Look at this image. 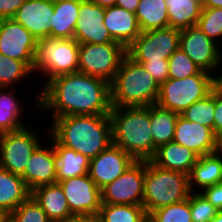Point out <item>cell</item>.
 <instances>
[{
	"label": "cell",
	"mask_w": 222,
	"mask_h": 222,
	"mask_svg": "<svg viewBox=\"0 0 222 222\" xmlns=\"http://www.w3.org/2000/svg\"><path fill=\"white\" fill-rule=\"evenodd\" d=\"M110 83L81 72L57 76L41 89L38 112L51 121L70 115H109ZM51 113V114H50Z\"/></svg>",
	"instance_id": "cell-1"
},
{
	"label": "cell",
	"mask_w": 222,
	"mask_h": 222,
	"mask_svg": "<svg viewBox=\"0 0 222 222\" xmlns=\"http://www.w3.org/2000/svg\"><path fill=\"white\" fill-rule=\"evenodd\" d=\"M49 134L62 146L88 159L95 158L112 144L110 115H70L48 124Z\"/></svg>",
	"instance_id": "cell-2"
},
{
	"label": "cell",
	"mask_w": 222,
	"mask_h": 222,
	"mask_svg": "<svg viewBox=\"0 0 222 222\" xmlns=\"http://www.w3.org/2000/svg\"><path fill=\"white\" fill-rule=\"evenodd\" d=\"M112 143L126 151L135 161H150L154 143L150 133L149 106H112Z\"/></svg>",
	"instance_id": "cell-3"
},
{
	"label": "cell",
	"mask_w": 222,
	"mask_h": 222,
	"mask_svg": "<svg viewBox=\"0 0 222 222\" xmlns=\"http://www.w3.org/2000/svg\"><path fill=\"white\" fill-rule=\"evenodd\" d=\"M160 85L144 66L127 54L110 82L111 106H149L159 97Z\"/></svg>",
	"instance_id": "cell-4"
},
{
	"label": "cell",
	"mask_w": 222,
	"mask_h": 222,
	"mask_svg": "<svg viewBox=\"0 0 222 222\" xmlns=\"http://www.w3.org/2000/svg\"><path fill=\"white\" fill-rule=\"evenodd\" d=\"M78 60L79 44L74 38L59 39L45 37L37 40L33 77L36 79V76H39L42 84L38 85L40 88L37 87L38 90L36 92L38 93L34 92L36 95L34 100L28 103H33L32 107L35 109L33 113L38 111L40 89L48 81L57 76L78 72Z\"/></svg>",
	"instance_id": "cell-5"
},
{
	"label": "cell",
	"mask_w": 222,
	"mask_h": 222,
	"mask_svg": "<svg viewBox=\"0 0 222 222\" xmlns=\"http://www.w3.org/2000/svg\"><path fill=\"white\" fill-rule=\"evenodd\" d=\"M190 193L188 175L146 161L142 205L148 215L161 207L186 200Z\"/></svg>",
	"instance_id": "cell-6"
},
{
	"label": "cell",
	"mask_w": 222,
	"mask_h": 222,
	"mask_svg": "<svg viewBox=\"0 0 222 222\" xmlns=\"http://www.w3.org/2000/svg\"><path fill=\"white\" fill-rule=\"evenodd\" d=\"M213 88L214 75L204 70L182 79L168 78L160 85L156 103L180 115L191 104L207 96Z\"/></svg>",
	"instance_id": "cell-7"
},
{
	"label": "cell",
	"mask_w": 222,
	"mask_h": 222,
	"mask_svg": "<svg viewBox=\"0 0 222 222\" xmlns=\"http://www.w3.org/2000/svg\"><path fill=\"white\" fill-rule=\"evenodd\" d=\"M36 129L26 125L22 129L0 134V168L18 176L24 174L32 153L49 133L48 128H44L47 134L42 133L46 136L42 138L43 135L39 134L41 130L36 133Z\"/></svg>",
	"instance_id": "cell-8"
},
{
	"label": "cell",
	"mask_w": 222,
	"mask_h": 222,
	"mask_svg": "<svg viewBox=\"0 0 222 222\" xmlns=\"http://www.w3.org/2000/svg\"><path fill=\"white\" fill-rule=\"evenodd\" d=\"M125 55L126 48L118 42L79 44L78 72L110 83Z\"/></svg>",
	"instance_id": "cell-9"
},
{
	"label": "cell",
	"mask_w": 222,
	"mask_h": 222,
	"mask_svg": "<svg viewBox=\"0 0 222 222\" xmlns=\"http://www.w3.org/2000/svg\"><path fill=\"white\" fill-rule=\"evenodd\" d=\"M180 29L166 27L141 34L126 48L134 61H168L180 47Z\"/></svg>",
	"instance_id": "cell-10"
},
{
	"label": "cell",
	"mask_w": 222,
	"mask_h": 222,
	"mask_svg": "<svg viewBox=\"0 0 222 222\" xmlns=\"http://www.w3.org/2000/svg\"><path fill=\"white\" fill-rule=\"evenodd\" d=\"M146 161H135L123 174L101 189V203L142 205Z\"/></svg>",
	"instance_id": "cell-11"
},
{
	"label": "cell",
	"mask_w": 222,
	"mask_h": 222,
	"mask_svg": "<svg viewBox=\"0 0 222 222\" xmlns=\"http://www.w3.org/2000/svg\"><path fill=\"white\" fill-rule=\"evenodd\" d=\"M201 70L215 75L222 60V48L196 25L180 31L179 47Z\"/></svg>",
	"instance_id": "cell-12"
},
{
	"label": "cell",
	"mask_w": 222,
	"mask_h": 222,
	"mask_svg": "<svg viewBox=\"0 0 222 222\" xmlns=\"http://www.w3.org/2000/svg\"><path fill=\"white\" fill-rule=\"evenodd\" d=\"M37 40L14 19H0V54L25 62L32 70Z\"/></svg>",
	"instance_id": "cell-13"
},
{
	"label": "cell",
	"mask_w": 222,
	"mask_h": 222,
	"mask_svg": "<svg viewBox=\"0 0 222 222\" xmlns=\"http://www.w3.org/2000/svg\"><path fill=\"white\" fill-rule=\"evenodd\" d=\"M67 199L73 216L98 215L101 207V190L89 174L58 182Z\"/></svg>",
	"instance_id": "cell-14"
},
{
	"label": "cell",
	"mask_w": 222,
	"mask_h": 222,
	"mask_svg": "<svg viewBox=\"0 0 222 222\" xmlns=\"http://www.w3.org/2000/svg\"><path fill=\"white\" fill-rule=\"evenodd\" d=\"M45 141L46 143H44ZM45 141L32 153L24 174L21 176L30 191L38 186L57 182L54 138L48 133Z\"/></svg>",
	"instance_id": "cell-15"
},
{
	"label": "cell",
	"mask_w": 222,
	"mask_h": 222,
	"mask_svg": "<svg viewBox=\"0 0 222 222\" xmlns=\"http://www.w3.org/2000/svg\"><path fill=\"white\" fill-rule=\"evenodd\" d=\"M105 8L90 0H80L79 17L74 31L78 44H106L116 42L104 25Z\"/></svg>",
	"instance_id": "cell-16"
},
{
	"label": "cell",
	"mask_w": 222,
	"mask_h": 222,
	"mask_svg": "<svg viewBox=\"0 0 222 222\" xmlns=\"http://www.w3.org/2000/svg\"><path fill=\"white\" fill-rule=\"evenodd\" d=\"M134 162L126 151L112 143L95 158L90 159L88 174L101 190L123 174Z\"/></svg>",
	"instance_id": "cell-17"
},
{
	"label": "cell",
	"mask_w": 222,
	"mask_h": 222,
	"mask_svg": "<svg viewBox=\"0 0 222 222\" xmlns=\"http://www.w3.org/2000/svg\"><path fill=\"white\" fill-rule=\"evenodd\" d=\"M52 15H54V0H27L12 19L38 40L50 36Z\"/></svg>",
	"instance_id": "cell-18"
},
{
	"label": "cell",
	"mask_w": 222,
	"mask_h": 222,
	"mask_svg": "<svg viewBox=\"0 0 222 222\" xmlns=\"http://www.w3.org/2000/svg\"><path fill=\"white\" fill-rule=\"evenodd\" d=\"M174 142L183 145L199 157L218 151V138L206 126L178 116L175 127Z\"/></svg>",
	"instance_id": "cell-19"
},
{
	"label": "cell",
	"mask_w": 222,
	"mask_h": 222,
	"mask_svg": "<svg viewBox=\"0 0 222 222\" xmlns=\"http://www.w3.org/2000/svg\"><path fill=\"white\" fill-rule=\"evenodd\" d=\"M104 25L112 39L125 48L142 32L135 13L116 5L105 8Z\"/></svg>",
	"instance_id": "cell-20"
},
{
	"label": "cell",
	"mask_w": 222,
	"mask_h": 222,
	"mask_svg": "<svg viewBox=\"0 0 222 222\" xmlns=\"http://www.w3.org/2000/svg\"><path fill=\"white\" fill-rule=\"evenodd\" d=\"M31 196L52 222H67L73 217L63 189L58 182L34 188Z\"/></svg>",
	"instance_id": "cell-21"
},
{
	"label": "cell",
	"mask_w": 222,
	"mask_h": 222,
	"mask_svg": "<svg viewBox=\"0 0 222 222\" xmlns=\"http://www.w3.org/2000/svg\"><path fill=\"white\" fill-rule=\"evenodd\" d=\"M198 157L189 148L172 141L159 146L151 161L161 168L189 175Z\"/></svg>",
	"instance_id": "cell-22"
},
{
	"label": "cell",
	"mask_w": 222,
	"mask_h": 222,
	"mask_svg": "<svg viewBox=\"0 0 222 222\" xmlns=\"http://www.w3.org/2000/svg\"><path fill=\"white\" fill-rule=\"evenodd\" d=\"M189 176L191 192H201L203 189L222 182V155L216 151L198 157Z\"/></svg>",
	"instance_id": "cell-23"
},
{
	"label": "cell",
	"mask_w": 222,
	"mask_h": 222,
	"mask_svg": "<svg viewBox=\"0 0 222 222\" xmlns=\"http://www.w3.org/2000/svg\"><path fill=\"white\" fill-rule=\"evenodd\" d=\"M17 90L18 88H0V134L16 131L27 125L23 119L27 107L20 96L17 98ZM22 104L25 105L24 108Z\"/></svg>",
	"instance_id": "cell-24"
},
{
	"label": "cell",
	"mask_w": 222,
	"mask_h": 222,
	"mask_svg": "<svg viewBox=\"0 0 222 222\" xmlns=\"http://www.w3.org/2000/svg\"><path fill=\"white\" fill-rule=\"evenodd\" d=\"M30 195L21 176L0 168V211L8 217Z\"/></svg>",
	"instance_id": "cell-25"
},
{
	"label": "cell",
	"mask_w": 222,
	"mask_h": 222,
	"mask_svg": "<svg viewBox=\"0 0 222 222\" xmlns=\"http://www.w3.org/2000/svg\"><path fill=\"white\" fill-rule=\"evenodd\" d=\"M79 9L80 0H54V15H52V29L49 37L74 38Z\"/></svg>",
	"instance_id": "cell-26"
},
{
	"label": "cell",
	"mask_w": 222,
	"mask_h": 222,
	"mask_svg": "<svg viewBox=\"0 0 222 222\" xmlns=\"http://www.w3.org/2000/svg\"><path fill=\"white\" fill-rule=\"evenodd\" d=\"M54 150L57 160V182L88 174L90 159L86 156L60 145L55 139Z\"/></svg>",
	"instance_id": "cell-27"
},
{
	"label": "cell",
	"mask_w": 222,
	"mask_h": 222,
	"mask_svg": "<svg viewBox=\"0 0 222 222\" xmlns=\"http://www.w3.org/2000/svg\"><path fill=\"white\" fill-rule=\"evenodd\" d=\"M178 116L179 114L157 103L150 105V133L154 143V154L159 146L173 141Z\"/></svg>",
	"instance_id": "cell-28"
},
{
	"label": "cell",
	"mask_w": 222,
	"mask_h": 222,
	"mask_svg": "<svg viewBox=\"0 0 222 222\" xmlns=\"http://www.w3.org/2000/svg\"><path fill=\"white\" fill-rule=\"evenodd\" d=\"M168 8V27L184 29L197 25L202 0H165Z\"/></svg>",
	"instance_id": "cell-29"
},
{
	"label": "cell",
	"mask_w": 222,
	"mask_h": 222,
	"mask_svg": "<svg viewBox=\"0 0 222 222\" xmlns=\"http://www.w3.org/2000/svg\"><path fill=\"white\" fill-rule=\"evenodd\" d=\"M135 15L142 32L168 27L165 0H139Z\"/></svg>",
	"instance_id": "cell-30"
},
{
	"label": "cell",
	"mask_w": 222,
	"mask_h": 222,
	"mask_svg": "<svg viewBox=\"0 0 222 222\" xmlns=\"http://www.w3.org/2000/svg\"><path fill=\"white\" fill-rule=\"evenodd\" d=\"M31 75H34L33 70L25 62L0 54V88L20 89L23 81L28 83L29 79L30 83L34 79Z\"/></svg>",
	"instance_id": "cell-31"
},
{
	"label": "cell",
	"mask_w": 222,
	"mask_h": 222,
	"mask_svg": "<svg viewBox=\"0 0 222 222\" xmlns=\"http://www.w3.org/2000/svg\"><path fill=\"white\" fill-rule=\"evenodd\" d=\"M98 216L101 222H148L143 205L101 203Z\"/></svg>",
	"instance_id": "cell-32"
},
{
	"label": "cell",
	"mask_w": 222,
	"mask_h": 222,
	"mask_svg": "<svg viewBox=\"0 0 222 222\" xmlns=\"http://www.w3.org/2000/svg\"><path fill=\"white\" fill-rule=\"evenodd\" d=\"M215 112V88L203 99L191 104L180 115L186 120L197 122L209 127L213 131V121Z\"/></svg>",
	"instance_id": "cell-33"
},
{
	"label": "cell",
	"mask_w": 222,
	"mask_h": 222,
	"mask_svg": "<svg viewBox=\"0 0 222 222\" xmlns=\"http://www.w3.org/2000/svg\"><path fill=\"white\" fill-rule=\"evenodd\" d=\"M148 222H193L190 212V195L182 202L152 211L148 215Z\"/></svg>",
	"instance_id": "cell-34"
},
{
	"label": "cell",
	"mask_w": 222,
	"mask_h": 222,
	"mask_svg": "<svg viewBox=\"0 0 222 222\" xmlns=\"http://www.w3.org/2000/svg\"><path fill=\"white\" fill-rule=\"evenodd\" d=\"M196 26L222 48V8H202Z\"/></svg>",
	"instance_id": "cell-35"
},
{
	"label": "cell",
	"mask_w": 222,
	"mask_h": 222,
	"mask_svg": "<svg viewBox=\"0 0 222 222\" xmlns=\"http://www.w3.org/2000/svg\"><path fill=\"white\" fill-rule=\"evenodd\" d=\"M7 222H52L30 195L8 217Z\"/></svg>",
	"instance_id": "cell-36"
},
{
	"label": "cell",
	"mask_w": 222,
	"mask_h": 222,
	"mask_svg": "<svg viewBox=\"0 0 222 222\" xmlns=\"http://www.w3.org/2000/svg\"><path fill=\"white\" fill-rule=\"evenodd\" d=\"M168 63L170 79H182L202 71L180 48L169 57Z\"/></svg>",
	"instance_id": "cell-37"
},
{
	"label": "cell",
	"mask_w": 222,
	"mask_h": 222,
	"mask_svg": "<svg viewBox=\"0 0 222 222\" xmlns=\"http://www.w3.org/2000/svg\"><path fill=\"white\" fill-rule=\"evenodd\" d=\"M219 209L213 206L200 192L190 193V212L193 222H211Z\"/></svg>",
	"instance_id": "cell-38"
},
{
	"label": "cell",
	"mask_w": 222,
	"mask_h": 222,
	"mask_svg": "<svg viewBox=\"0 0 222 222\" xmlns=\"http://www.w3.org/2000/svg\"><path fill=\"white\" fill-rule=\"evenodd\" d=\"M144 66L153 79L159 85L164 83L169 78V63L168 61H136Z\"/></svg>",
	"instance_id": "cell-39"
},
{
	"label": "cell",
	"mask_w": 222,
	"mask_h": 222,
	"mask_svg": "<svg viewBox=\"0 0 222 222\" xmlns=\"http://www.w3.org/2000/svg\"><path fill=\"white\" fill-rule=\"evenodd\" d=\"M213 206L222 210V182L203 189L200 192Z\"/></svg>",
	"instance_id": "cell-40"
},
{
	"label": "cell",
	"mask_w": 222,
	"mask_h": 222,
	"mask_svg": "<svg viewBox=\"0 0 222 222\" xmlns=\"http://www.w3.org/2000/svg\"><path fill=\"white\" fill-rule=\"evenodd\" d=\"M213 133L218 139L222 136V94L216 89Z\"/></svg>",
	"instance_id": "cell-41"
},
{
	"label": "cell",
	"mask_w": 222,
	"mask_h": 222,
	"mask_svg": "<svg viewBox=\"0 0 222 222\" xmlns=\"http://www.w3.org/2000/svg\"><path fill=\"white\" fill-rule=\"evenodd\" d=\"M27 0H0V19H10Z\"/></svg>",
	"instance_id": "cell-42"
},
{
	"label": "cell",
	"mask_w": 222,
	"mask_h": 222,
	"mask_svg": "<svg viewBox=\"0 0 222 222\" xmlns=\"http://www.w3.org/2000/svg\"><path fill=\"white\" fill-rule=\"evenodd\" d=\"M115 5L122 7L127 11L136 13L139 0H116Z\"/></svg>",
	"instance_id": "cell-43"
},
{
	"label": "cell",
	"mask_w": 222,
	"mask_h": 222,
	"mask_svg": "<svg viewBox=\"0 0 222 222\" xmlns=\"http://www.w3.org/2000/svg\"><path fill=\"white\" fill-rule=\"evenodd\" d=\"M67 222H101L98 215L73 216Z\"/></svg>",
	"instance_id": "cell-44"
},
{
	"label": "cell",
	"mask_w": 222,
	"mask_h": 222,
	"mask_svg": "<svg viewBox=\"0 0 222 222\" xmlns=\"http://www.w3.org/2000/svg\"><path fill=\"white\" fill-rule=\"evenodd\" d=\"M214 88L222 94V60L214 75Z\"/></svg>",
	"instance_id": "cell-45"
},
{
	"label": "cell",
	"mask_w": 222,
	"mask_h": 222,
	"mask_svg": "<svg viewBox=\"0 0 222 222\" xmlns=\"http://www.w3.org/2000/svg\"><path fill=\"white\" fill-rule=\"evenodd\" d=\"M203 8H222V0H202Z\"/></svg>",
	"instance_id": "cell-46"
},
{
	"label": "cell",
	"mask_w": 222,
	"mask_h": 222,
	"mask_svg": "<svg viewBox=\"0 0 222 222\" xmlns=\"http://www.w3.org/2000/svg\"><path fill=\"white\" fill-rule=\"evenodd\" d=\"M90 1L104 8L111 7L115 5L116 2V0H90Z\"/></svg>",
	"instance_id": "cell-47"
},
{
	"label": "cell",
	"mask_w": 222,
	"mask_h": 222,
	"mask_svg": "<svg viewBox=\"0 0 222 222\" xmlns=\"http://www.w3.org/2000/svg\"><path fill=\"white\" fill-rule=\"evenodd\" d=\"M211 222H222V210H219L217 215L212 219Z\"/></svg>",
	"instance_id": "cell-48"
},
{
	"label": "cell",
	"mask_w": 222,
	"mask_h": 222,
	"mask_svg": "<svg viewBox=\"0 0 222 222\" xmlns=\"http://www.w3.org/2000/svg\"><path fill=\"white\" fill-rule=\"evenodd\" d=\"M218 152L222 155V136L218 139Z\"/></svg>",
	"instance_id": "cell-49"
},
{
	"label": "cell",
	"mask_w": 222,
	"mask_h": 222,
	"mask_svg": "<svg viewBox=\"0 0 222 222\" xmlns=\"http://www.w3.org/2000/svg\"><path fill=\"white\" fill-rule=\"evenodd\" d=\"M0 222H7V216L0 211Z\"/></svg>",
	"instance_id": "cell-50"
}]
</instances>
